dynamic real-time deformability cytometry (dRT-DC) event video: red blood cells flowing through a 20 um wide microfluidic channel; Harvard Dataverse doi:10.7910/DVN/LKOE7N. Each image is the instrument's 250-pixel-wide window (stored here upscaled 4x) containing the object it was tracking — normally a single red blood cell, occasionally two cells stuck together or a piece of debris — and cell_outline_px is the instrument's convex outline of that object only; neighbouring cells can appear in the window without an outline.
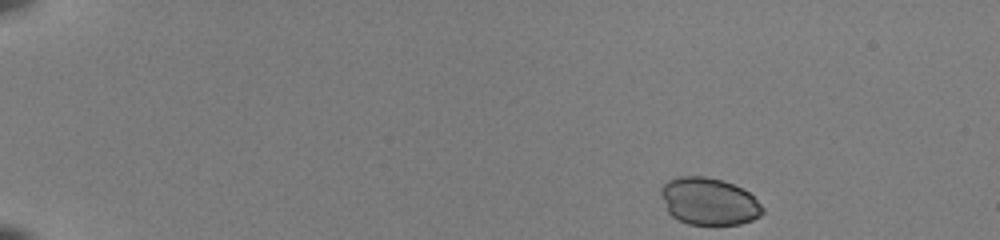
{"species": "common noctule bat (a hibernating species)", "species_latin": "Nyctalus noctula", "temperature_condition": "room temperature", "stored_images_in_passage": 46, "camera_frame_rate_fps": 3000, "um_per_image_px": 0.085, "animal": {"sex": "female", "body_mass_g": 22.0, "forearm_length_mm": 56.7}, "frame": {"image": 1, "passage_image": 1, "time_ms": 0.0, "image_size_px": [1000, 240], "cell_outline_px": [[764, 212], [760, 216], [752, 220], [740, 224], [688, 224], [672, 216], [668, 212], [660, 192], [660, 188], [668, 180], [676, 176], [704, 176], [724, 180], [748, 192], [764, 208]], "centroid_in_image_um": [60.24, 17.11], "position_along_channel_um": 24.8, "area_um2": 27.86}}
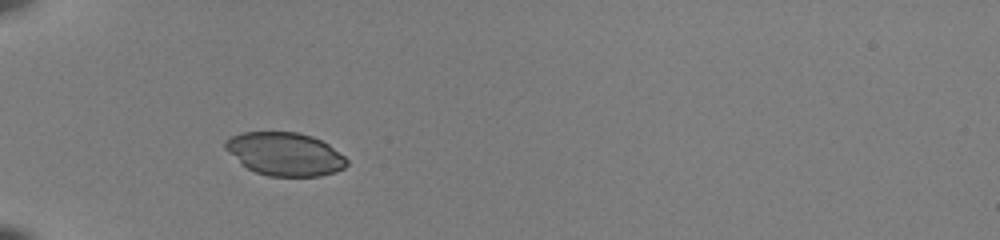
{"frame": {"image": 2, "passage_image": 12, "time_ms": 3.667, "image_size_px": [1000, 240], "cell_outline_px": [[348, 164], [344, 168], [336, 172], [320, 176], [268, 176], [256, 172], [248, 168], [224, 148], [224, 140], [228, 136], [240, 132], [296, 132], [312, 136], [328, 144], [344, 156], [348, 160]], "centroid_in_image_um": [24.21, 13.08], "position_along_channel_um": 60.8, "area_um2": 30.58}}